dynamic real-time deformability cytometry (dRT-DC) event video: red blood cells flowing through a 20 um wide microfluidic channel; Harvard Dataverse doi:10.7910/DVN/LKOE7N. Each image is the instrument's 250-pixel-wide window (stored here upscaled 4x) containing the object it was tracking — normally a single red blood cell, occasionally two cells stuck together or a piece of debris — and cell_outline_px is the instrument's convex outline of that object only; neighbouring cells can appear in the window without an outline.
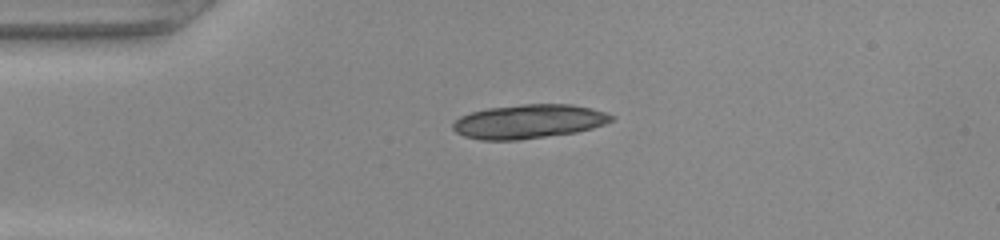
{"species": "common noctule bat (a hibernating species)", "species_latin": "Nyctalus noctula", "temperature_condition": "warm", "stored_images_in_passage": 38, "camera_frame_rate_fps": 3000, "um_per_image_px": 0.085, "animal": {"sex": "female", "body_mass_g": 22.0, "forearm_length_mm": 56.7}, "frame": {"image": 1, "passage_image": 1, "time_ms": 0.0, "image_size_px": [1000, 240], "cell_outline_px": [[616, 116], [612, 120], [604, 124], [592, 128], [576, 132], [516, 140], [480, 140], [464, 136], [456, 132], [452, 128], [452, 124], [460, 116], [472, 112], [488, 108], [520, 104], [572, 104], [592, 108]], "centroid_in_image_um": [44.94, 10.32], "position_along_channel_um": 40.1, "area_um2": 31.39}}